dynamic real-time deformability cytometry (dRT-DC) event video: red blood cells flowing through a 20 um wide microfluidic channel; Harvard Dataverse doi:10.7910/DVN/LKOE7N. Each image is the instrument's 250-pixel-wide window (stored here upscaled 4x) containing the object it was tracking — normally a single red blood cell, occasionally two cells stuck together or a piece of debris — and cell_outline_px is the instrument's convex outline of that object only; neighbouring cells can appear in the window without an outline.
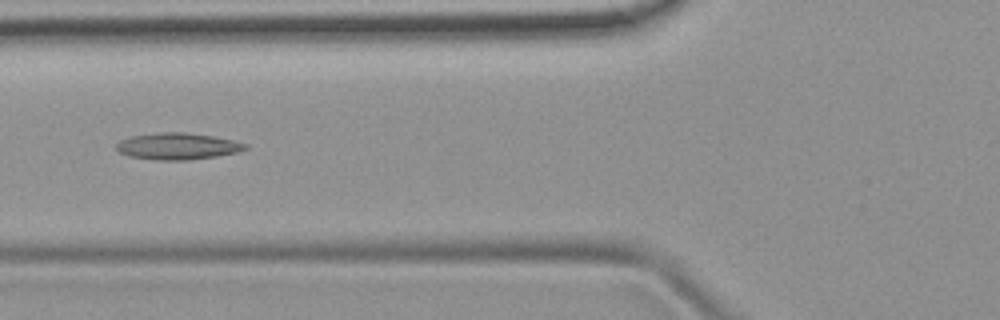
{"species": "common noctule bat (a hibernating species)", "species_latin": "Nyctalus noctula", "temperature_condition": "room temperature", "stored_images_in_passage": 49, "camera_frame_rate_fps": 3000, "um_per_image_px": 0.085, "animal": {"sex": "female", "body_mass_g": 19.9}, "frame": {"image": 1, "passage_image": 18, "time_ms": 5.667, "image_size_px": [1000, 320], "cell_outline_px": [[248, 148], [236, 152], [216, 156], [188, 160], [156, 160], [128, 156], [120, 152], [116, 148], [116, 144], [120, 140], [132, 136], [160, 132], [184, 132], [212, 136], [232, 140], [248, 144]], "centroid_in_image_um": [15.08, 12.43], "position_along_channel_um": 110.7, "area_um2": 19.88}}
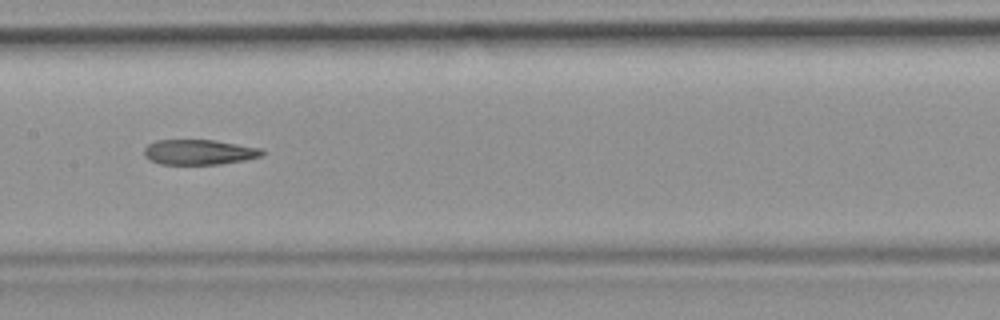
{"frame": {"image": 2, "passage_image": 24, "time_ms": 7.667, "image_size_px": [1000, 320], "cell_outline_px": [[264, 152], [260, 156], [244, 160], [220, 164], [160, 164], [148, 160], [144, 156], [144, 148], [148, 144], [156, 140], [212, 140], [260, 148]], "centroid_in_image_um": [16.85, 12.93], "position_along_channel_um": 190.5, "area_um2": 17.17}}
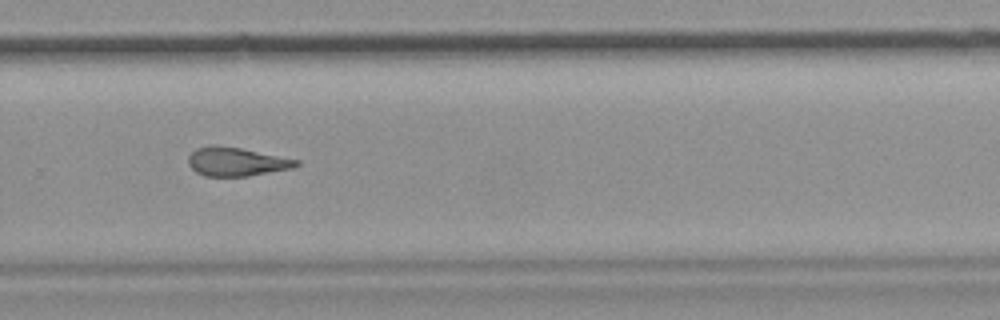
{"frame": {"image": 3, "passage_image": 33, "time_ms": 10.667, "image_size_px": [1000, 320], "cell_outline_px": [[300, 164], [292, 168], [248, 176], [204, 176], [196, 172], [188, 164], [188, 156], [196, 148], [240, 148], [300, 160]], "centroid_in_image_um": [20.13, 13.79], "position_along_channel_um": 309.7, "area_um2": 17.4}, "authors_computed_cell_mechanics": {"area_um2": 19.1896, "velocity_mm_per_s": 3.9943, "shape_relaxation_time_tau1_ms": null, "shape_relaxation_time_tau2_ms": 8.0562, "deformation_change_tau1": null, "deformation_change_tau2": 0.2198}}